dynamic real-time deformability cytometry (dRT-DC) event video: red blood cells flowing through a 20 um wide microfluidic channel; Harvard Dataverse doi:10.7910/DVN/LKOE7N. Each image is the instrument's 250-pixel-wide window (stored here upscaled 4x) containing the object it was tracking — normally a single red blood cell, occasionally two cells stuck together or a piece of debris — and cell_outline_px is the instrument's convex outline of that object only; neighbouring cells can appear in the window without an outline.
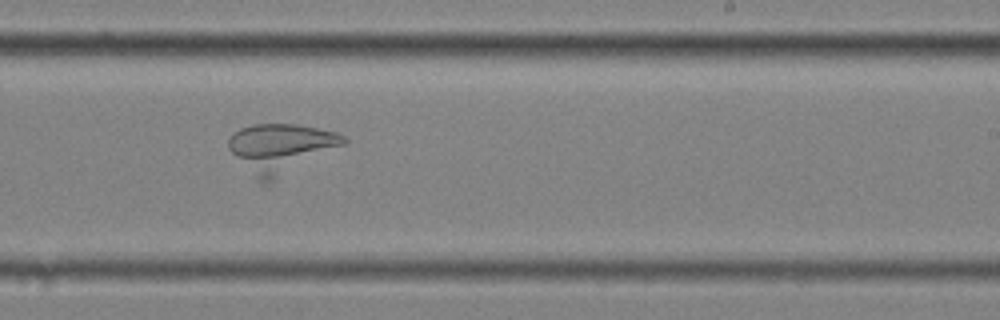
{"species": "common noctule bat (a hibernating species)", "species_latin": "Nyctalus noctula", "temperature_condition": "cold", "stored_images_in_passage": 54, "camera_frame_rate_fps": 3000, "um_per_image_px": 0.085, "animal": {"sex": "female", "body_mass_g": 25.1}, "frame": {"image": 1, "passage_image": 45, "time_ms": 14.667, "image_size_px": [1000, 320], "cell_outline_px": [[348, 140], [344, 144], [268, 184], [264, 184], [228, 148], [228, 140], [240, 128], [252, 124], [296, 124], [336, 132], [344, 136]], "centroid_in_image_um": [23.89, 12.57], "position_along_channel_um": 265.1, "area_um2": 31.96}}